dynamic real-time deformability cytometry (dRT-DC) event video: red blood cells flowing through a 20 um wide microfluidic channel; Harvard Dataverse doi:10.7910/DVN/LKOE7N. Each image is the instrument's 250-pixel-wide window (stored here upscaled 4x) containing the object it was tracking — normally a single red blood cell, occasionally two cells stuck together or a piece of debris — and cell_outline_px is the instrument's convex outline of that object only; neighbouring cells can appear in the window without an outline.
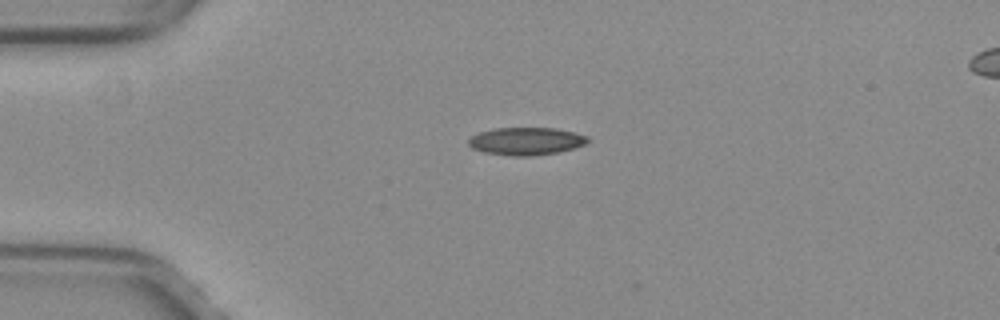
{"species": "common noctule bat (a hibernating species)", "species_latin": "Nyctalus noctula", "temperature_condition": "warm", "stored_images_in_passage": 40, "camera_frame_rate_fps": 3000, "um_per_image_px": 0.085, "animal": {"sex": "female", "body_mass_g": 29.2, "forearm_length_mm": 56.3}, "frame": {"image": 1, "passage_image": 1, "time_ms": 0.0, "image_size_px": [1000, 320], "cell_outline_px": [[592, 140], [584, 144], [572, 148], [556, 152], [532, 156], [512, 156], [484, 152], [472, 148], [468, 144], [468, 140], [472, 136], [480, 132], [496, 128], [556, 128], [576, 132], [588, 136]], "centroid_in_image_um": [44.74, 11.99], "position_along_channel_um": 40.3, "area_um2": 19.19}}
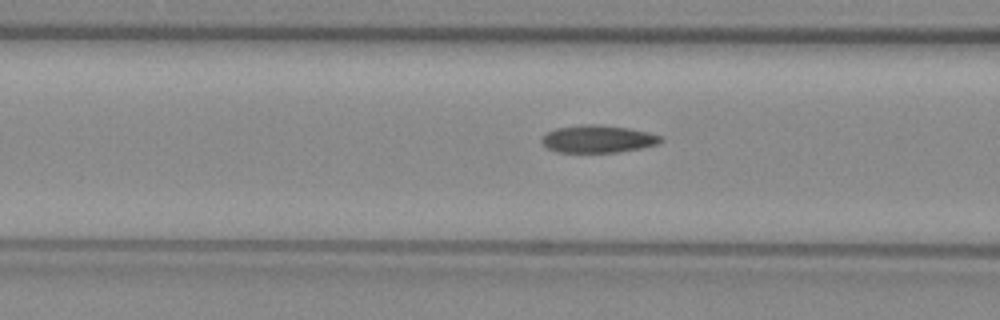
{"frame": {"image": 2, "passage_image": 9, "time_ms": 2.667, "image_size_px": [1000, 320], "cell_outline_px": [[664, 140], [660, 144], [640, 148], [616, 152], [556, 152], [548, 148], [540, 140], [548, 132], [556, 128], [580, 124], [596, 124], [628, 128], [648, 132], [660, 136]], "centroid_in_image_um": [50.83, 11.81], "position_along_channel_um": 115.8, "area_um2": 19.02}}
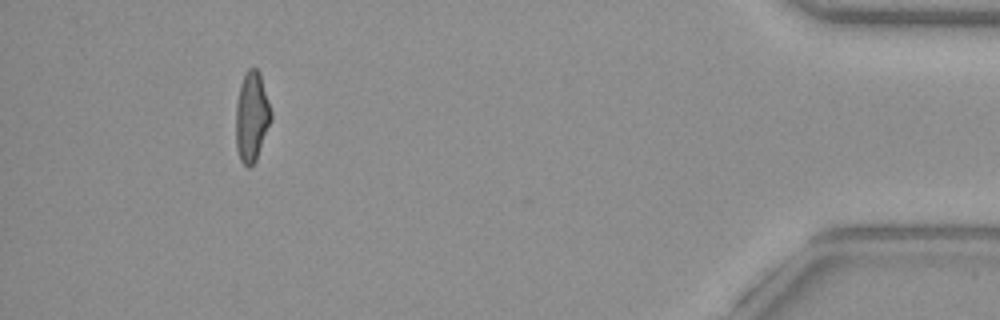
{"frame": {"image": 3, "passage_image": 36, "time_ms": 11.667, "image_size_px": [1000, 320], "cell_outline_px": [[272, 120], [256, 160], [248, 168], [240, 160], [236, 148], [236, 104], [240, 84], [244, 72], [248, 68], [256, 68], [260, 72], [272, 112]], "centroid_in_image_um": [21.4, 9.9], "position_along_channel_um": 413.8, "area_um2": 18.67}, "authors_computed_cell_mechanics": {"area_um2": 18.9295, "velocity_mm_per_s": 4.0426, "shape_relaxation_time_tau1_ms": null, "shape_relaxation_time_tau2_ms": 1.945, "deformation_change_tau1": null, "deformation_change_tau2": 0.0941}}